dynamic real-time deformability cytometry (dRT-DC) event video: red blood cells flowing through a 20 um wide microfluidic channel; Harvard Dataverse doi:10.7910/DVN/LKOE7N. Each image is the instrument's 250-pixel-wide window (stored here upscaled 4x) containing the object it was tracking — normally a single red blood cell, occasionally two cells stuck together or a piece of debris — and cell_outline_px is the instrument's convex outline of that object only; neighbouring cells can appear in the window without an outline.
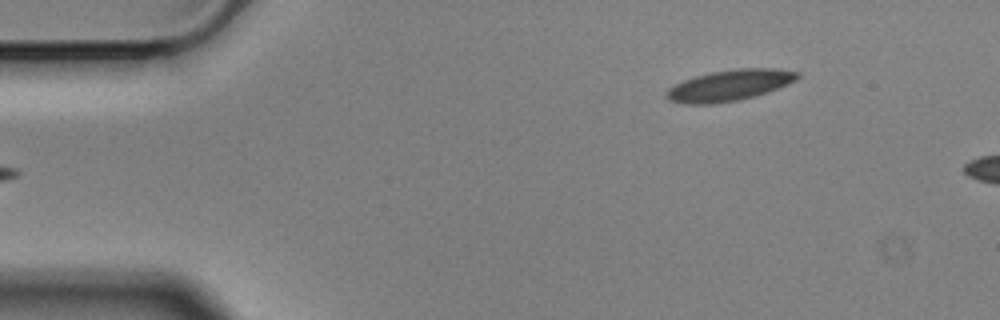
{"species": "Egyptian fruit bat (a non-hibernating species)", "species_latin": "Rousettus aegyptiacus", "temperature_condition": "cold", "stored_images_in_passage": 2, "camera_frame_rate_fps": 3000, "um_per_image_px": 0.085, "animal": {"sex": "male"}, "frame": {"image": 1, "passage_image": 2, "time_ms": 0.333, "image_size_px": [1000, 320], "cell_outline_px": [[800, 76], [796, 80], [768, 92], [740, 100], [712, 104], [684, 104], [668, 100], [668, 88], [684, 80], [696, 76], [712, 72], [736, 68], [776, 68], [800, 72]], "centroid_in_image_um": [62.04, 7.25], "position_along_channel_um": 23.0, "area_um2": 23.58}}